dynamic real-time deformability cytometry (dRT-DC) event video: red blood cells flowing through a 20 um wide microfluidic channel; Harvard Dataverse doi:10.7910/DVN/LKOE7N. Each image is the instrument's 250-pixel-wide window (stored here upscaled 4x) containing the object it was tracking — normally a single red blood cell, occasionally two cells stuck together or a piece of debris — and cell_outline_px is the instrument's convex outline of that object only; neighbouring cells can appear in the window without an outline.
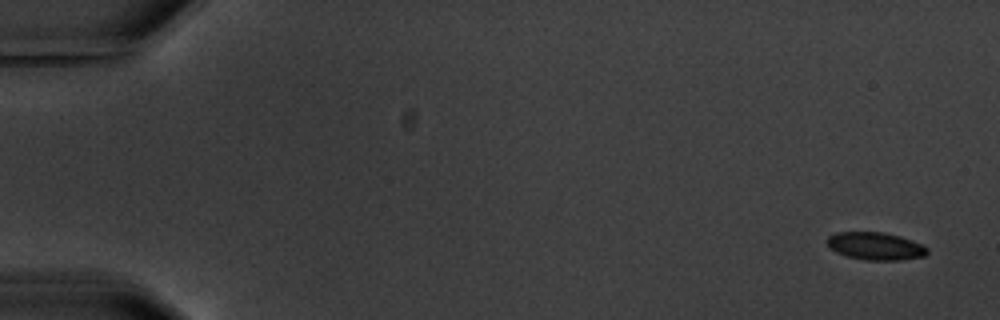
{"species": "common noctule bat (a hibernating species)", "species_latin": "Nyctalus noctula", "temperature_condition": "warm", "stored_images_in_passage": 5, "camera_frame_rate_fps": 3000, "um_per_image_px": 0.085, "animal": {"sex": "male", "body_mass_g": 20.1, "forearm_length_mm": 53.5}, "frame": {"image": 1, "passage_image": 1, "time_ms": 0.0, "image_size_px": [1000, 320], "cell_outline_px": [[928, 252], [924, 256], [900, 260], [864, 260], [848, 256], [836, 252], [828, 244], [828, 236], [836, 232], [884, 232], [900, 236], [920, 244], [928, 248]], "centroid_in_image_um": [74.42, 20.91], "position_along_channel_um": 10.6, "area_um2": 15.95}}
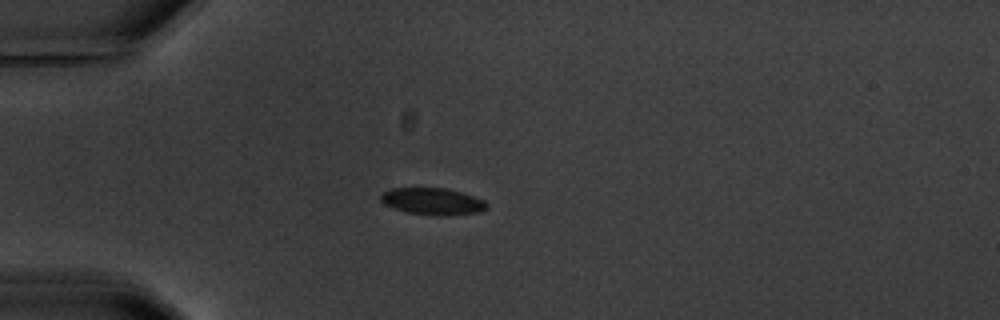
{"frame": {"image": 2, "passage_image": 5, "time_ms": 4.667, "image_size_px": [1000, 320], "cell_outline_px": [[488, 208], [480, 212], [448, 216], [436, 216], [408, 212], [384, 204], [380, 200], [380, 192], [392, 188], [448, 188], [484, 200], [488, 204]], "centroid_in_image_um": [36.78, 17.12], "position_along_channel_um": 48.2, "area_um2": 16.7}}